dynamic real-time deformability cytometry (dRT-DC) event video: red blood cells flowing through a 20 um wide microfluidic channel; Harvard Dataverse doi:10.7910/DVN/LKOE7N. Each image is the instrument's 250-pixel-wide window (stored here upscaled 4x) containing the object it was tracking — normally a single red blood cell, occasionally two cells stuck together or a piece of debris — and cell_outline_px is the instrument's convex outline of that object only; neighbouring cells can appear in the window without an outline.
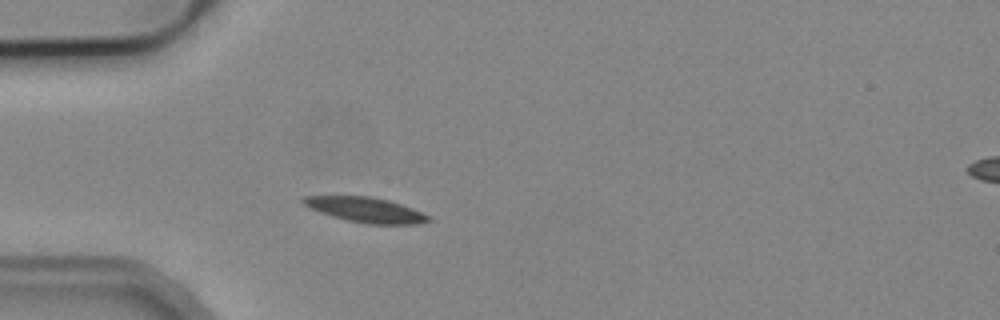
{"species": "common noctule bat (a hibernating species)", "species_latin": "Nyctalus noctula", "temperature_condition": "cold", "stored_images_in_passage": 1, "camera_frame_rate_fps": 3000, "um_per_image_px": 0.085, "animal": {"sex": "male", "body_mass_g": 19.2, "forearm_length_mm": 51.8}, "frame": {"image": 1, "passage_image": 1, "time_ms": 0.0, "image_size_px": [1000, 320], "cell_outline_px": [[432, 220], [416, 224], [368, 224], [348, 220], [332, 216], [308, 208], [300, 200], [300, 196], [372, 196], [388, 200], [412, 208], [432, 216]], "centroid_in_image_um": [31.08, 17.83], "position_along_channel_um": 53.9, "area_um2": 18.32}}